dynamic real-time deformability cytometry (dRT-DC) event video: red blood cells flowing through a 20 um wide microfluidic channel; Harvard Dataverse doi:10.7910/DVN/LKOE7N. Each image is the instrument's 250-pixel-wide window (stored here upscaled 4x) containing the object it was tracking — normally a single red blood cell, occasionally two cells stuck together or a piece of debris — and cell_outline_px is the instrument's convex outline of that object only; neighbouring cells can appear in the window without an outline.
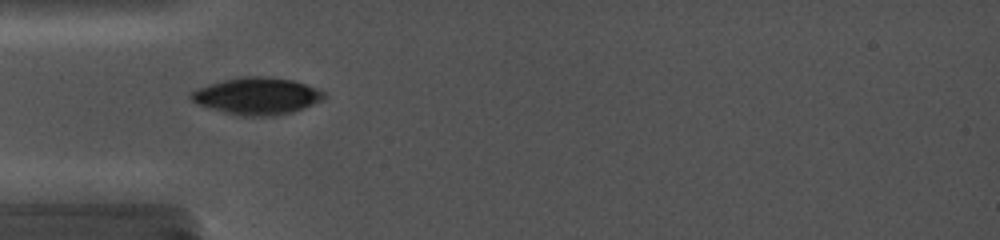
{"species": "common noctule bat (a hibernating species)", "species_latin": "Nyctalus noctula", "temperature_condition": "cold", "stored_images_in_passage": 13, "camera_frame_rate_fps": 5000, "um_per_image_px": 0.085, "animal": {"sex": "female", "body_mass_g": 19.0, "forearm_length_mm": 56.7}, "frame": {"image": 1, "passage_image": 2, "time_ms": 1.0, "image_size_px": [1000, 240], "cell_outline_px": [[324, 100], [304, 108], [292, 112], [272, 116], [240, 116], [224, 112], [200, 104], [192, 100], [188, 96], [196, 88], [208, 84], [240, 76], [264, 76], [292, 80], [316, 88], [324, 92]], "centroid_in_image_um": [21.85, 8.16], "position_along_channel_um": 63.2, "area_um2": 28.5}}
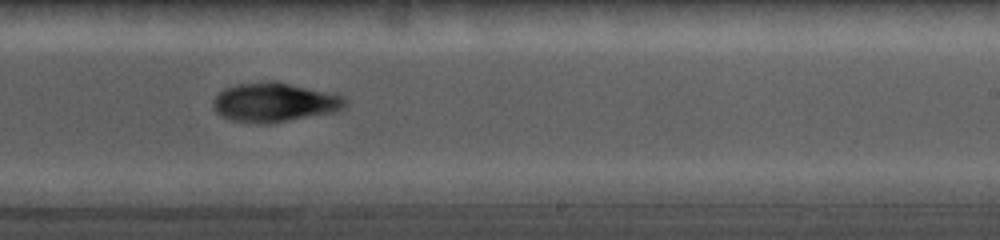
{"frame": {"image": 2, "passage_image": 8, "time_ms": 6.4, "image_size_px": [1000, 240], "cell_outline_px": [[344, 104], [340, 108], [332, 112], [284, 120], [236, 120], [220, 116], [216, 112], [212, 104], [212, 100], [224, 88], [240, 84], [268, 80], [276, 80], [332, 92], [344, 96]], "centroid_in_image_um": [23.31, 8.61], "position_along_channel_um": 265.7, "area_um2": 29.07}}
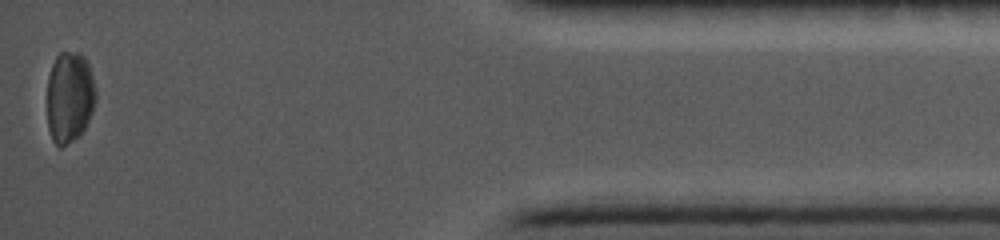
{"frame": {"image": 3, "passage_image": 13, "time_ms": 12.0, "image_size_px": [1000, 240], "cell_outline_px": [[96, 100], [92, 112], [84, 128], [76, 136], [60, 148], [52, 140], [48, 128], [48, 76], [52, 64], [56, 56], [60, 52], [80, 52], [88, 60], [96, 88]], "centroid_in_image_um": [5.92, 8.2], "position_along_channel_um": 429.3, "area_um2": 25.89}}